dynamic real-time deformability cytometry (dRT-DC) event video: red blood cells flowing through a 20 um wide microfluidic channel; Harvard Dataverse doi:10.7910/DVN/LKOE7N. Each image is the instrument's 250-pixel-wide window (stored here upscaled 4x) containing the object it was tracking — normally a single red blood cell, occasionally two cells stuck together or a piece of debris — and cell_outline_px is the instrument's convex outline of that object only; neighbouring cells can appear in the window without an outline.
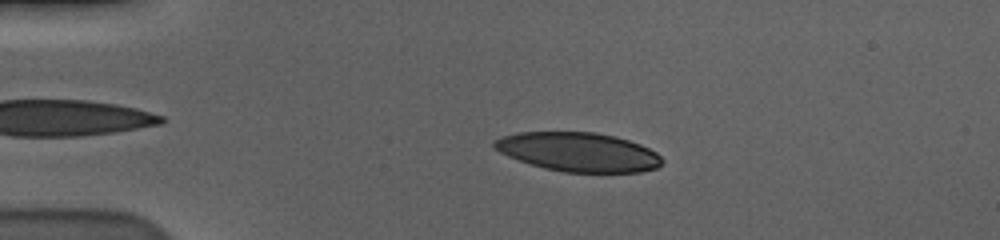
{"species": "human", "species_latin": "Homo sapiens", "temperature_condition": "cold", "stored_images_in_passage": 48, "camera_frame_rate_fps": 3000, "um_per_image_px": 0.085, "donor": {"sex": "male"}, "frame": {"image": 1, "passage_image": 10, "time_ms": 3.0, "image_size_px": [1000, 240], "cell_outline_px": [[664, 160], [656, 168], [640, 172], [564, 172], [544, 168], [508, 156], [492, 148], [492, 140], [500, 136], [520, 132], [596, 132], [616, 136], [640, 144], [656, 152]], "centroid_in_image_um": [49.14, 12.91], "position_along_channel_um": 35.9, "area_um2": 38.26}}
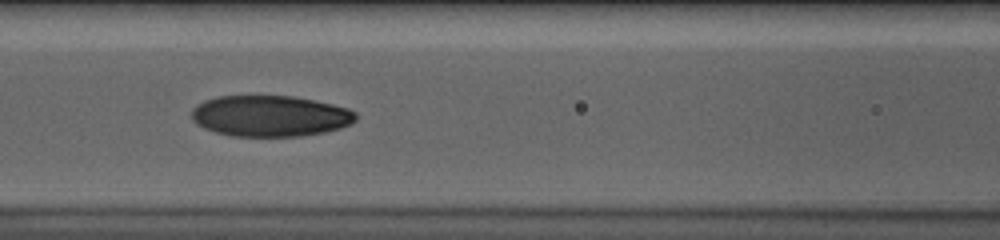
{"frame": {"image": 2, "passage_image": 23, "time_ms": 7.333, "image_size_px": [1000, 240], "cell_outline_px": [[356, 120], [340, 128], [324, 132], [300, 136], [232, 136], [216, 132], [204, 128], [196, 124], [192, 120], [192, 108], [196, 104], [204, 100], [216, 96], [292, 96], [332, 104], [348, 108], [356, 112]], "centroid_in_image_um": [22.92, 9.85], "position_along_channel_um": 143.7, "area_um2": 39.3}}
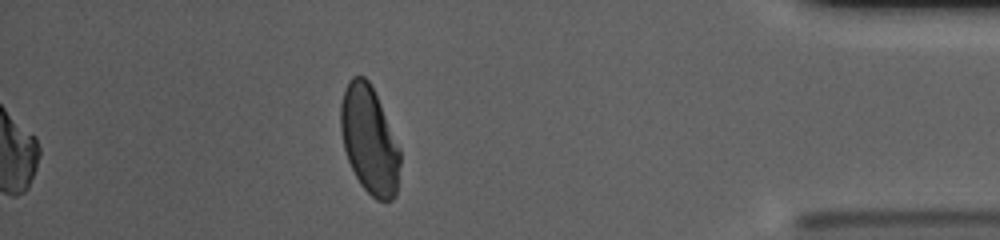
{"frame": {"image": 3, "passage_image": 48, "time_ms": 15.667, "image_size_px": [1000, 240], "cell_outline_px": [[400, 164], [396, 196], [392, 200], [376, 200], [360, 184], [348, 160], [344, 148], [340, 128], [340, 104], [344, 88], [348, 80], [352, 76], [364, 76], [368, 80], [380, 104], [400, 148]], "centroid_in_image_um": [31.38, 11.9], "position_along_channel_um": 403.8, "area_um2": 37.11}, "authors_computed_cell_mechanics": {"area_um2": 39.1595, "velocity_mm_per_s": 3.6019, "shape_relaxation_time_tau1_ms": 5.7391, "shape_relaxation_time_tau2_ms": 1.9379, "deformation_change_tau1": 0.1665, "deformation_change_tau2": 0.0658}}